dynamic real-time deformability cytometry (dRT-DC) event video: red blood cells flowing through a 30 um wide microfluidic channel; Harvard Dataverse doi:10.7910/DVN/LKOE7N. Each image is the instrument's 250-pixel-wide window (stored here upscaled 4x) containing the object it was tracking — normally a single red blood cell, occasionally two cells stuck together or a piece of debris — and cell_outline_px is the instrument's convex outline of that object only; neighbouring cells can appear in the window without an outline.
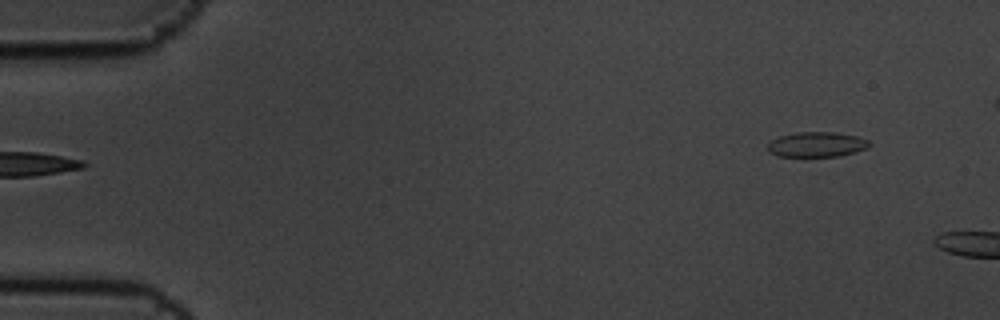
{"species": "common noctule bat (a hibernating species)", "species_latin": "Nyctalus noctula", "temperature_condition": "cold", "stored_images_in_passage": 6, "segment_of_instrument_passage": [2, 2], "camera_frame_rate_fps": 3000, "um_per_image_px": 0.085, "animal": {"sex": "male", "body_mass_g": 19.5, "forearm_length_mm": 54.6}, "frame": {"image": 1, "passage_image": 6, "time_ms": 1.667, "image_size_px": [1000, 320], "cell_outline_px": [[872, 144], [868, 148], [856, 152], [840, 156], [776, 156], [768, 152], [768, 144], [772, 140], [780, 136], [796, 132], [836, 132], [856, 136], [868, 140]], "centroid_in_image_um": [69.44, 12.28], "position_along_channel_um": 15.6, "area_um2": 14.91}}